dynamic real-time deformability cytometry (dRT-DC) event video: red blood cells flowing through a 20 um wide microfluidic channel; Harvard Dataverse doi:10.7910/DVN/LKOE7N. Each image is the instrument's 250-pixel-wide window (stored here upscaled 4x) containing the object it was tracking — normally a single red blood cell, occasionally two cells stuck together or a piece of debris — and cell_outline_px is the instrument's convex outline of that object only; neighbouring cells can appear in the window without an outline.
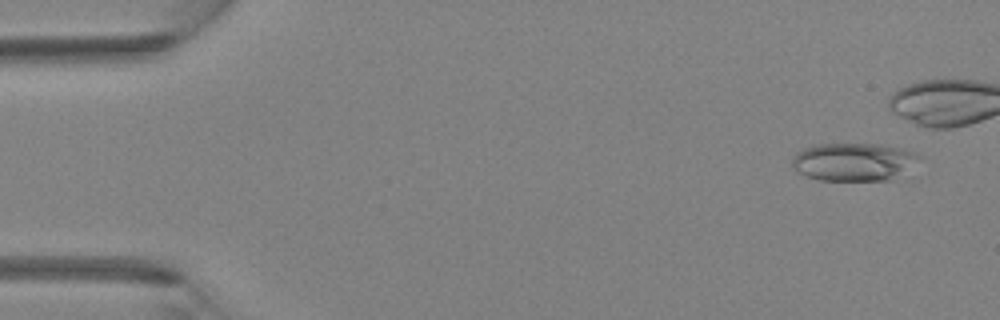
{"species": "Egyptian fruit bat (a non-hibernating species)", "species_latin": "Rousettus aegyptiacus", "temperature_condition": "room temperature", "stored_images_in_passage": 4, "camera_frame_rate_fps": 3000, "um_per_image_px": 0.085, "animal": {"sex": "female"}, "frame": {"image": 1, "passage_image": 1, "time_ms": 0.0, "image_size_px": [1000, 320], "cell_outline_px": [[920, 156], [892, 180], [820, 180], [796, 172], [792, 168], [792, 160], [796, 152], [804, 148], [816, 144], [880, 144], [900, 148], [912, 152]], "centroid_in_image_um": [72.45, 13.75], "position_along_channel_um": 12.6, "area_um2": 27.63}}